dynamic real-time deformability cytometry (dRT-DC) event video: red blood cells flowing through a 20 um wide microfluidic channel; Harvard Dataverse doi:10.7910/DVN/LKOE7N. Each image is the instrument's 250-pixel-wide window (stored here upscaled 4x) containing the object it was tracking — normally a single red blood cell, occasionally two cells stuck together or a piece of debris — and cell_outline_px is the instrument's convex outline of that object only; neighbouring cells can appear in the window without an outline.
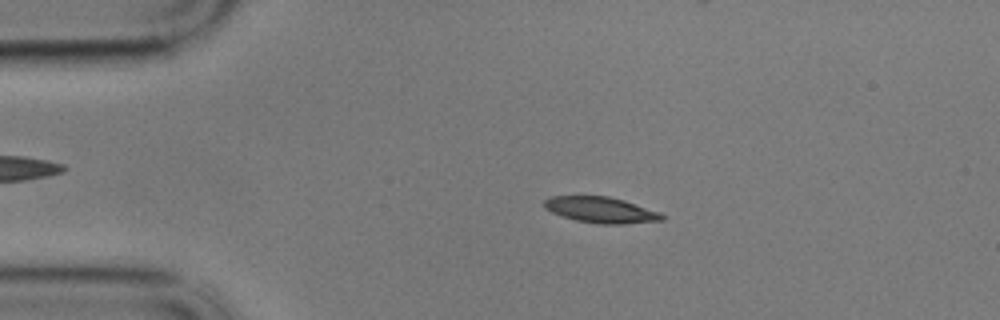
{"species": "common noctule bat (a hibernating species)", "species_latin": "Nyctalus noctula", "temperature_condition": "cold", "stored_images_in_passage": 37, "camera_frame_rate_fps": 3000, "um_per_image_px": 0.085, "animal": {"sex": "male", "body_mass_g": 17.9}, "frame": {"image": 1, "passage_image": 5, "time_ms": 1.333, "image_size_px": [1000, 320], "cell_outline_px": [[668, 216], [664, 220], [624, 224], [596, 224], [576, 220], [560, 216], [544, 208], [544, 200], [552, 196], [608, 196], [624, 200], [660, 212]], "centroid_in_image_um": [51.1, 17.85], "position_along_channel_um": 33.9, "area_um2": 17.98}}
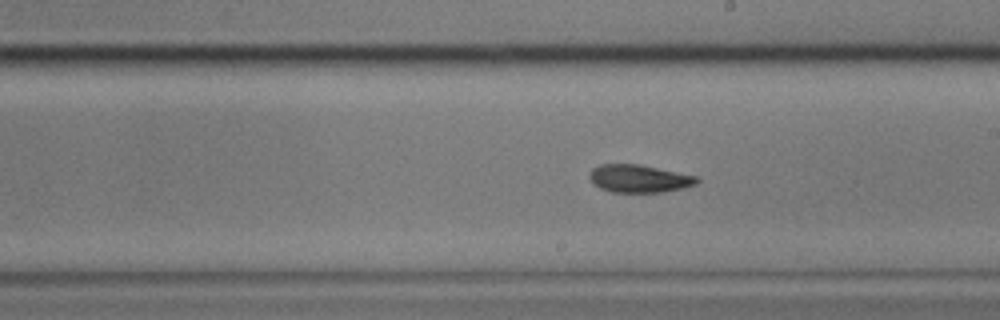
{"frame": {"image": 2, "passage_image": 26, "time_ms": 8.333, "image_size_px": [1000, 320], "cell_outline_px": [[700, 180], [696, 184], [684, 188], [664, 192], [612, 192], [600, 188], [592, 184], [588, 176], [588, 172], [592, 168], [600, 164], [640, 164], [700, 176]], "centroid_in_image_um": [54.33, 15.17], "position_along_channel_um": 234.7, "area_um2": 17.8}}
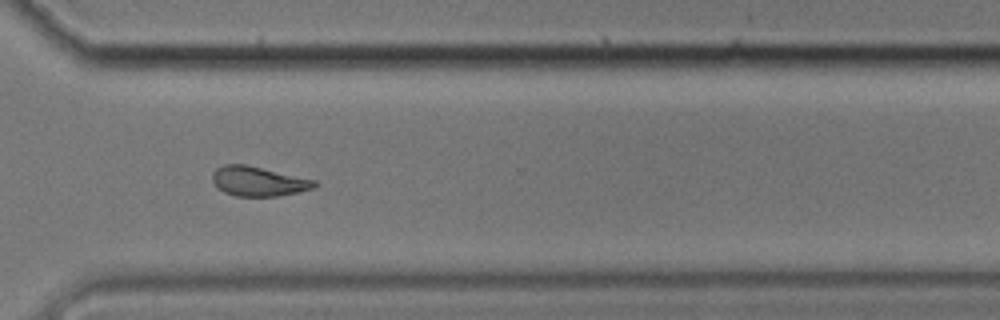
{"frame": {"image": 3, "passage_image": 36, "time_ms": 11.667, "image_size_px": [1000, 320], "cell_outline_px": [[320, 184], [316, 188], [276, 196], [236, 196], [224, 192], [212, 180], [212, 172], [216, 168], [224, 164], [244, 164], [316, 180]], "centroid_in_image_um": [21.98, 15.41], "position_along_channel_um": 348.6, "area_um2": 17.51}, "authors_computed_cell_mechanics": {"area_um2": 17.629, "velocity_mm_per_s": 3.4214, "shape_relaxation_time_tau1_ms": 9.6375, "shape_relaxation_time_tau2_ms": 4.4953, "deformation_change_tau1": 0.209, "deformation_change_tau2": 0.1107}}